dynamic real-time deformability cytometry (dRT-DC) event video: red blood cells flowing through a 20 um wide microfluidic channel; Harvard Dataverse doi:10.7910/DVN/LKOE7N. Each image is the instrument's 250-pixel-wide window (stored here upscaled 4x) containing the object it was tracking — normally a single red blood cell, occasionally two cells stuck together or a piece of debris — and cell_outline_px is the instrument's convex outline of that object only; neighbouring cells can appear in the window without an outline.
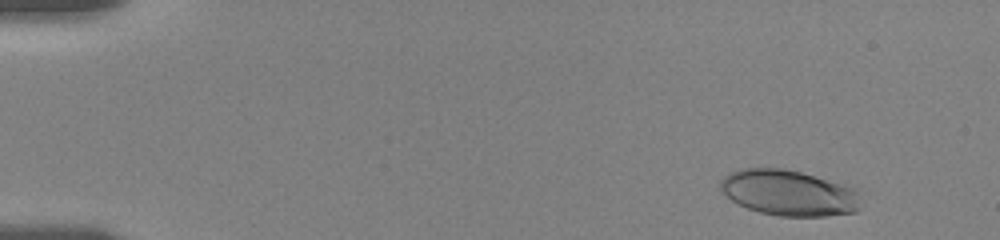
{"species": "human", "species_latin": "Homo sapiens", "temperature_condition": "room temperature", "stored_images_in_passage": 10, "camera_frame_rate_fps": 3000, "um_per_image_px": 0.085, "donor": {"sex": "female"}, "frame": {"image": 1, "passage_image": 2, "time_ms": 1.0, "image_size_px": [1000, 240], "cell_outline_px": [[860, 208], [856, 212], [828, 216], [780, 216], [760, 212], [748, 208], [732, 200], [720, 188], [720, 180], [724, 176], [740, 168], [784, 168], [800, 172], [860, 188]], "centroid_in_image_um": [67.12, 16.39], "position_along_channel_um": 17.9, "area_um2": 37.69}}
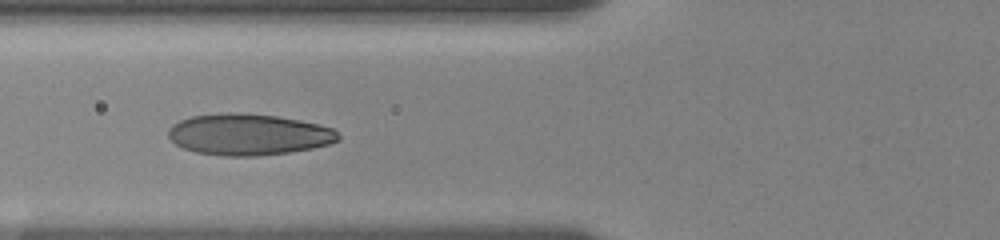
{"frame": {"image": 2, "passage_image": 8, "time_ms": 6.667, "image_size_px": [1000, 240], "cell_outline_px": [[340, 140], [328, 144], [312, 148], [288, 152], [256, 156], [224, 156], [196, 152], [184, 148], [176, 144], [168, 136], [168, 132], [172, 124], [180, 120], [192, 116], [232, 112], [240, 112], [276, 116], [300, 120], [320, 124], [332, 128], [340, 132]], "centroid_in_image_um": [21.15, 11.42], "position_along_channel_um": 104.6, "area_um2": 40.98}}
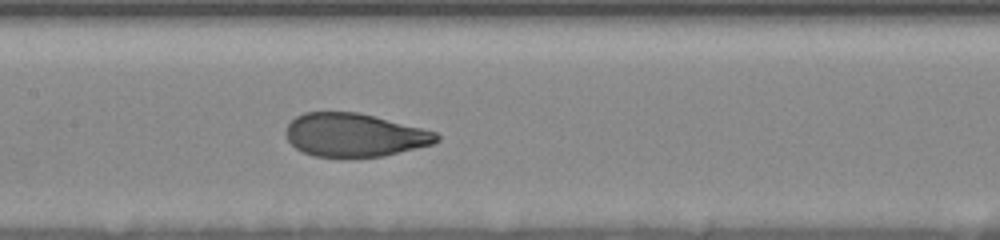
{"frame": {"image": 3, "passage_image": 10, "time_ms": 8.667, "image_size_px": [1000, 240], "cell_outline_px": [[440, 140], [432, 144], [384, 156], [312, 156], [296, 148], [288, 140], [284, 132], [288, 124], [296, 116], [304, 112], [356, 112], [436, 132], [440, 136]], "centroid_in_image_um": [30.09, 11.47], "position_along_channel_um": 177.3, "area_um2": 37.51}}